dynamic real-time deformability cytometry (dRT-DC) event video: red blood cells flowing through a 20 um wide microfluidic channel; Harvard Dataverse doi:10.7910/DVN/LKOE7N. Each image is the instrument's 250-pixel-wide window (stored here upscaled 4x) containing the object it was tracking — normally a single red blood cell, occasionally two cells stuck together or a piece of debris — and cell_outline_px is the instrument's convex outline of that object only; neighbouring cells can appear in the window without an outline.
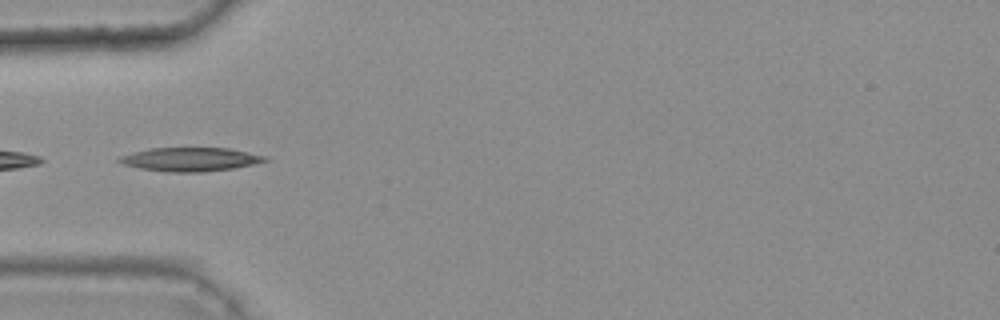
{"species": "common noctule bat (a hibernating species)", "species_latin": "Nyctalus noctula", "temperature_condition": "warm", "stored_images_in_passage": 7, "camera_frame_rate_fps": 3000, "um_per_image_px": 0.085, "animal": {"sex": "female", "body_mass_g": 25.1}, "frame": {"image": 1, "passage_image": 2, "time_ms": 0.333, "image_size_px": [1000, 320], "cell_outline_px": [[268, 160], [252, 164], [232, 168], [204, 172], [168, 172], [140, 168], [124, 164], [116, 160], [120, 156], [152, 148], [228, 148], [268, 156]], "centroid_in_image_um": [16.2, 13.54], "position_along_channel_um": 68.8, "area_um2": 19.88}}
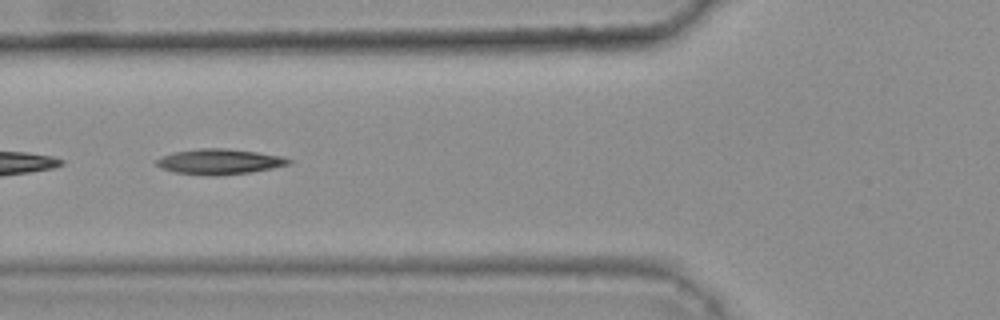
{"frame": {"image": 2, "passage_image": 5, "time_ms": 1.333, "image_size_px": [1000, 320], "cell_outline_px": [[292, 164], [252, 172], [220, 176], [208, 176], [176, 172], [160, 168], [156, 164], [156, 160], [172, 152], [200, 148], [228, 148], [284, 156], [292, 160]], "centroid_in_image_um": [18.69, 13.74], "position_along_channel_um": 107.1, "area_um2": 19.77}}